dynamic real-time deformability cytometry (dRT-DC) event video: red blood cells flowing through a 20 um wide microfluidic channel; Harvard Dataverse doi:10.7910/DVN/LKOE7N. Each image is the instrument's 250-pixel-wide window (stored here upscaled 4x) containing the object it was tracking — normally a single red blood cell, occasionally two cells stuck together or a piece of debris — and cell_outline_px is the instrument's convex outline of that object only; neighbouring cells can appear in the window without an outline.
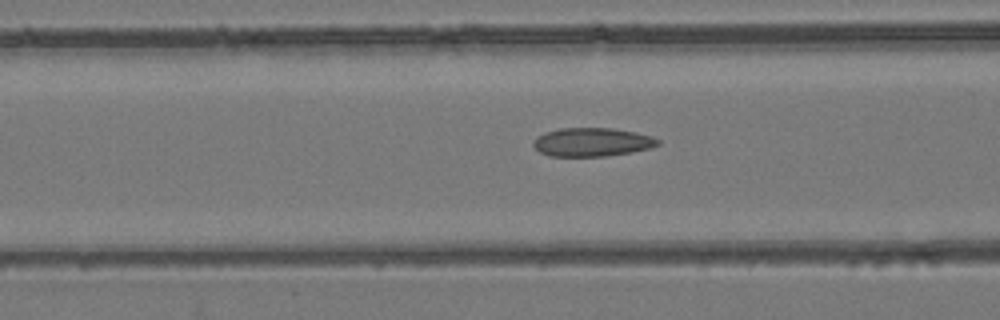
{"species": "common noctule bat (a hibernating species)", "species_latin": "Nyctalus noctula", "temperature_condition": "room temperature", "stored_images_in_passage": 54, "camera_frame_rate_fps": 3000, "um_per_image_px": 0.085, "animal": {"sex": "female", "body_mass_g": 24.6, "forearm_length_mm": 56.2}, "frame": {"image": 1, "passage_image": 22, "time_ms": 7.0, "image_size_px": [1000, 320], "cell_outline_px": [[660, 144], [652, 148], [632, 152], [604, 156], [548, 156], [540, 152], [532, 144], [532, 140], [536, 136], [544, 132], [560, 128], [612, 128], [636, 132], [652, 136], [660, 140]], "centroid_in_image_um": [50.32, 12.07], "position_along_channel_um": 116.3, "area_um2": 20.98}}
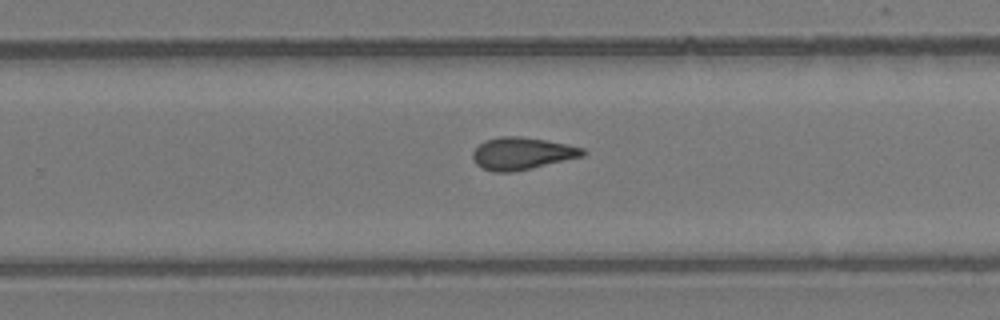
{"frame": {"image": 2, "passage_image": 35, "time_ms": 11.333, "image_size_px": [1000, 320], "cell_outline_px": [[588, 152], [584, 156], [532, 168], [512, 172], [496, 172], [484, 168], [476, 164], [472, 156], [472, 152], [484, 140], [500, 136], [520, 136], [568, 144], [584, 148]], "centroid_in_image_um": [44.39, 13.04], "position_along_channel_um": 285.4, "area_um2": 20.69}}
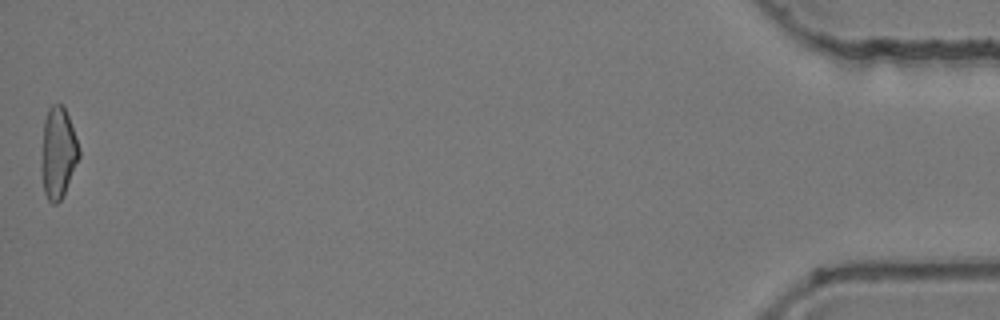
{"frame": {"image": 3, "passage_image": 54, "time_ms": 17.667, "image_size_px": [1000, 320], "cell_outline_px": [[80, 156], [64, 192], [60, 200], [56, 204], [52, 204], [48, 200], [44, 192], [40, 168], [44, 120], [48, 108], [52, 104], [64, 104], [80, 152]], "centroid_in_image_um": [4.9, 12.98], "position_along_channel_um": 430.3, "area_um2": 19.88}, "authors_computed_cell_mechanics": {"area_um2": 20.5479, "velocity_mm_per_s": 3.9084, "shape_relaxation_time_tau1_ms": null, "shape_relaxation_time_tau2_ms": 3.5307, "deformation_change_tau1": null, "deformation_change_tau2": 0.1083}}